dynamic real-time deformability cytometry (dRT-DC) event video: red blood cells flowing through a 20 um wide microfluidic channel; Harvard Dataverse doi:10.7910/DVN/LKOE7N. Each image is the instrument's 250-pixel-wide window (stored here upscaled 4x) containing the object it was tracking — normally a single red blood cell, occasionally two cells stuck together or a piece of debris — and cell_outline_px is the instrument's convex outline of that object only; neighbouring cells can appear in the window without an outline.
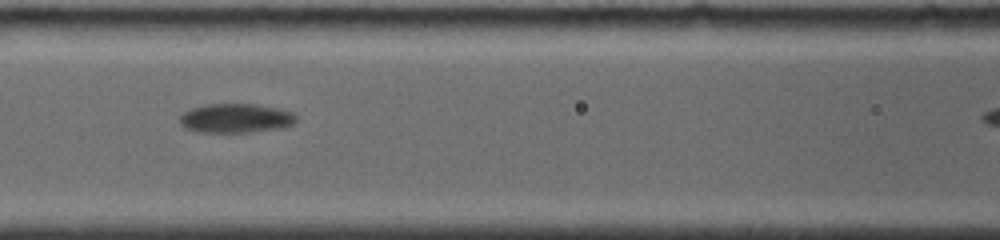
{"species": "common noctule bat (a hibernating species)", "species_latin": "Nyctalus noctula", "temperature_condition": "room temperature", "stored_images_in_passage": 9, "camera_frame_rate_fps": 4000, "um_per_image_px": 0.085, "animal": {"sex": "female", "body_mass_g": 19.0, "forearm_length_mm": 56.7}, "frame": {"image": 1, "passage_image": 6, "time_ms": 5.0, "image_size_px": [1000, 240], "cell_outline_px": [[296, 120], [292, 124], [284, 128], [252, 132], [196, 132], [184, 128], [180, 124], [180, 116], [184, 112], [192, 108], [204, 104], [256, 104], [280, 108], [292, 112], [296, 116]], "centroid_in_image_um": [20.04, 10.05], "position_along_channel_um": 146.6, "area_um2": 20.06}}
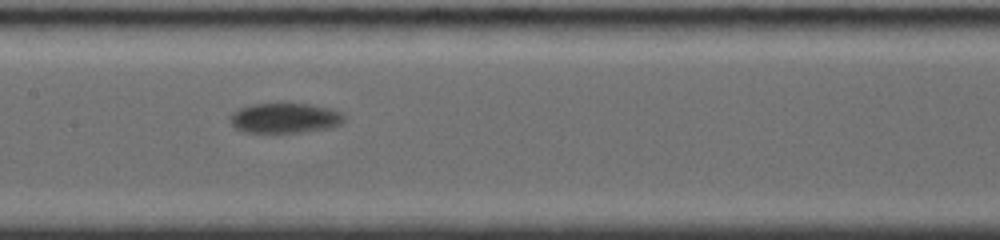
{"frame": {"image": 2, "passage_image": 7, "time_ms": 6.0, "image_size_px": [1000, 240], "cell_outline_px": [[344, 120], [340, 124], [328, 128], [304, 132], [244, 132], [236, 128], [232, 124], [232, 112], [240, 108], [252, 104], [280, 100], [312, 104], [332, 108], [340, 112], [344, 116]], "centroid_in_image_um": [24.24, 9.98], "position_along_channel_um": 183.2, "area_um2": 20.63}}
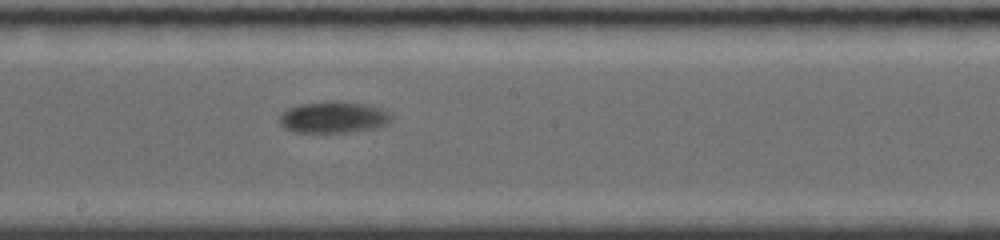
{"frame": {"image": 3, "passage_image": 8, "time_ms": 7.0, "image_size_px": [1000, 240], "cell_outline_px": [[392, 120], [388, 124], [356, 132], [296, 132], [284, 128], [280, 124], [280, 116], [288, 108], [300, 104], [332, 100], [336, 100], [368, 104], [388, 112], [392, 116]], "centroid_in_image_um": [28.36, 9.96], "position_along_channel_um": 219.8, "area_um2": 20.63}}